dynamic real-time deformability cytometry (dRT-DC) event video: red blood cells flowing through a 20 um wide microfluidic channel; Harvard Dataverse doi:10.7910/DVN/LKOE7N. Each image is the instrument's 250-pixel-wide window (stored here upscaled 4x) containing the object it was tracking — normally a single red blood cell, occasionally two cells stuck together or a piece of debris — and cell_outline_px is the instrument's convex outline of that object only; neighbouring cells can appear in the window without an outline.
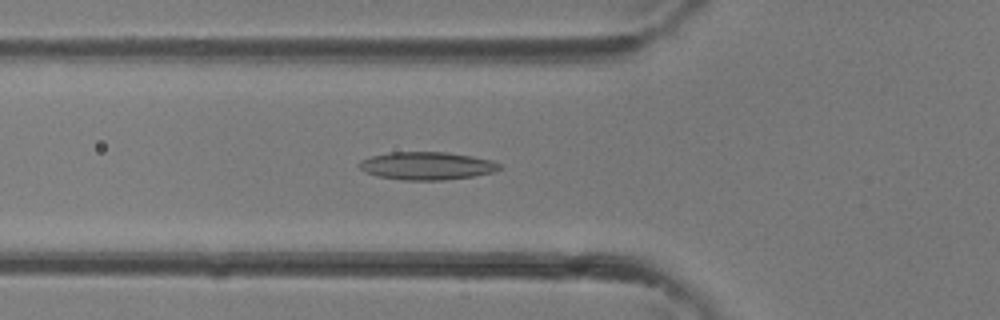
{"species": "common noctule bat (a hibernating species)", "species_latin": "Nyctalus noctula", "temperature_condition": "room temperature", "stored_images_in_passage": 28, "camera_frame_rate_fps": 3000, "um_per_image_px": 0.085, "animal": {"sex": "female"}, "frame": {"image": 1, "passage_image": 4, "time_ms": 1.0, "image_size_px": [1000, 320], "cell_outline_px": [[500, 168], [492, 172], [472, 176], [444, 180], [404, 180], [376, 176], [364, 172], [356, 164], [360, 160], [372, 156], [388, 152], [448, 152], [472, 156], [492, 160], [500, 164]], "centroid_in_image_um": [36.23, 14.09], "position_along_channel_um": 89.6, "area_um2": 22.83}}
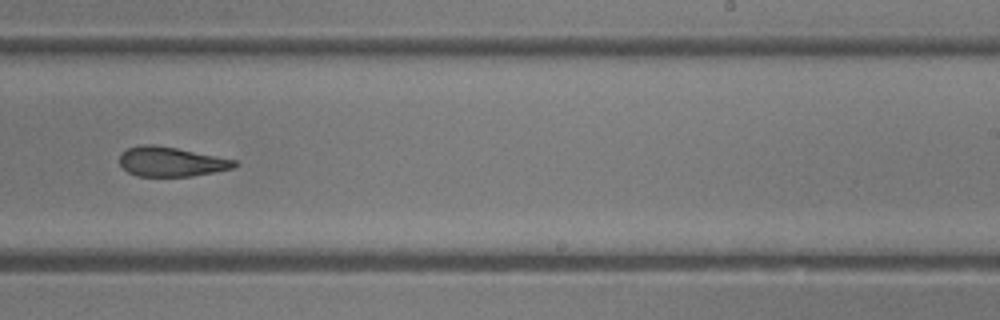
{"frame": {"image": 2, "passage_image": 14, "time_ms": 4.333, "image_size_px": [1000, 320], "cell_outline_px": [[236, 164], [232, 168], [192, 176], [136, 176], [128, 172], [120, 164], [120, 152], [128, 148], [140, 144], [152, 144], [176, 148], [236, 160]], "centroid_in_image_um": [14.48, 13.74], "position_along_channel_um": 274.5, "area_um2": 19.59}}
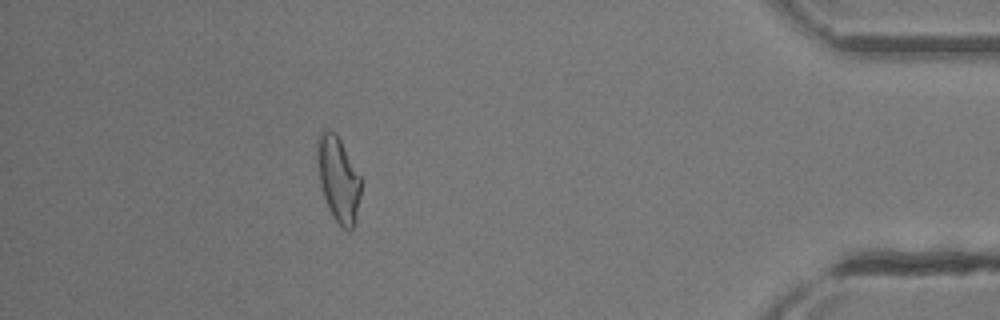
{"frame": {"image": 3, "passage_image": 24, "time_ms": 7.667, "image_size_px": [1000, 320], "cell_outline_px": [[364, 180], [356, 216], [352, 228], [348, 232], [336, 220], [328, 208], [320, 184], [316, 152], [316, 140], [328, 128], [336, 132]], "centroid_in_image_um": [28.79, 15.18], "position_along_channel_um": 406.4, "area_um2": 21.96}}